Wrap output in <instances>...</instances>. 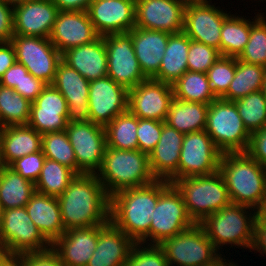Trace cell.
<instances>
[{
  "instance_id": "1",
  "label": "cell",
  "mask_w": 266,
  "mask_h": 266,
  "mask_svg": "<svg viewBox=\"0 0 266 266\" xmlns=\"http://www.w3.org/2000/svg\"><path fill=\"white\" fill-rule=\"evenodd\" d=\"M58 202L65 231L110 221V197L96 174H76Z\"/></svg>"
},
{
  "instance_id": "2",
  "label": "cell",
  "mask_w": 266,
  "mask_h": 266,
  "mask_svg": "<svg viewBox=\"0 0 266 266\" xmlns=\"http://www.w3.org/2000/svg\"><path fill=\"white\" fill-rule=\"evenodd\" d=\"M157 202L158 180L119 191L110 197V221L135 243L150 245V225Z\"/></svg>"
},
{
  "instance_id": "3",
  "label": "cell",
  "mask_w": 266,
  "mask_h": 266,
  "mask_svg": "<svg viewBox=\"0 0 266 266\" xmlns=\"http://www.w3.org/2000/svg\"><path fill=\"white\" fill-rule=\"evenodd\" d=\"M231 203L258 210L266 200V167L246 152L222 153L219 169Z\"/></svg>"
},
{
  "instance_id": "4",
  "label": "cell",
  "mask_w": 266,
  "mask_h": 266,
  "mask_svg": "<svg viewBox=\"0 0 266 266\" xmlns=\"http://www.w3.org/2000/svg\"><path fill=\"white\" fill-rule=\"evenodd\" d=\"M109 197L119 191L142 187L156 181L149 155L140 150L105 148L103 162L96 173Z\"/></svg>"
},
{
  "instance_id": "5",
  "label": "cell",
  "mask_w": 266,
  "mask_h": 266,
  "mask_svg": "<svg viewBox=\"0 0 266 266\" xmlns=\"http://www.w3.org/2000/svg\"><path fill=\"white\" fill-rule=\"evenodd\" d=\"M256 220L257 210L230 203L206 217L200 225L218 251L223 249L224 245L226 247L229 244L231 247L237 246L250 250Z\"/></svg>"
},
{
  "instance_id": "6",
  "label": "cell",
  "mask_w": 266,
  "mask_h": 266,
  "mask_svg": "<svg viewBox=\"0 0 266 266\" xmlns=\"http://www.w3.org/2000/svg\"><path fill=\"white\" fill-rule=\"evenodd\" d=\"M173 184L181 192L187 213L195 224H200L206 217L231 203L219 171L180 178Z\"/></svg>"
},
{
  "instance_id": "7",
  "label": "cell",
  "mask_w": 266,
  "mask_h": 266,
  "mask_svg": "<svg viewBox=\"0 0 266 266\" xmlns=\"http://www.w3.org/2000/svg\"><path fill=\"white\" fill-rule=\"evenodd\" d=\"M205 131L222 153L247 151L251 134L233 101L219 98L209 104Z\"/></svg>"
},
{
  "instance_id": "8",
  "label": "cell",
  "mask_w": 266,
  "mask_h": 266,
  "mask_svg": "<svg viewBox=\"0 0 266 266\" xmlns=\"http://www.w3.org/2000/svg\"><path fill=\"white\" fill-rule=\"evenodd\" d=\"M159 246L169 266H215L224 258L200 224L166 238Z\"/></svg>"
},
{
  "instance_id": "9",
  "label": "cell",
  "mask_w": 266,
  "mask_h": 266,
  "mask_svg": "<svg viewBox=\"0 0 266 266\" xmlns=\"http://www.w3.org/2000/svg\"><path fill=\"white\" fill-rule=\"evenodd\" d=\"M194 224L181 192L167 180H158V202L152 214L150 245H159Z\"/></svg>"
},
{
  "instance_id": "10",
  "label": "cell",
  "mask_w": 266,
  "mask_h": 266,
  "mask_svg": "<svg viewBox=\"0 0 266 266\" xmlns=\"http://www.w3.org/2000/svg\"><path fill=\"white\" fill-rule=\"evenodd\" d=\"M50 247L51 243L28 216L25 207L2 211L0 254L18 256Z\"/></svg>"
},
{
  "instance_id": "11",
  "label": "cell",
  "mask_w": 266,
  "mask_h": 266,
  "mask_svg": "<svg viewBox=\"0 0 266 266\" xmlns=\"http://www.w3.org/2000/svg\"><path fill=\"white\" fill-rule=\"evenodd\" d=\"M11 43L15 48L16 61L23 64L35 78L51 85L62 54L49 38L13 35Z\"/></svg>"
},
{
  "instance_id": "12",
  "label": "cell",
  "mask_w": 266,
  "mask_h": 266,
  "mask_svg": "<svg viewBox=\"0 0 266 266\" xmlns=\"http://www.w3.org/2000/svg\"><path fill=\"white\" fill-rule=\"evenodd\" d=\"M65 131L75 152L77 174H96L106 148L105 127L91 121L69 122Z\"/></svg>"
},
{
  "instance_id": "13",
  "label": "cell",
  "mask_w": 266,
  "mask_h": 266,
  "mask_svg": "<svg viewBox=\"0 0 266 266\" xmlns=\"http://www.w3.org/2000/svg\"><path fill=\"white\" fill-rule=\"evenodd\" d=\"M222 152L205 130L186 133L178 165V179L218 171Z\"/></svg>"
},
{
  "instance_id": "14",
  "label": "cell",
  "mask_w": 266,
  "mask_h": 266,
  "mask_svg": "<svg viewBox=\"0 0 266 266\" xmlns=\"http://www.w3.org/2000/svg\"><path fill=\"white\" fill-rule=\"evenodd\" d=\"M103 38L107 51V76L127 90L147 79L139 66L129 33Z\"/></svg>"
},
{
  "instance_id": "15",
  "label": "cell",
  "mask_w": 266,
  "mask_h": 266,
  "mask_svg": "<svg viewBox=\"0 0 266 266\" xmlns=\"http://www.w3.org/2000/svg\"><path fill=\"white\" fill-rule=\"evenodd\" d=\"M211 0L186 4L183 32L193 41L214 47L220 52L221 29L231 14L212 5Z\"/></svg>"
},
{
  "instance_id": "16",
  "label": "cell",
  "mask_w": 266,
  "mask_h": 266,
  "mask_svg": "<svg viewBox=\"0 0 266 266\" xmlns=\"http://www.w3.org/2000/svg\"><path fill=\"white\" fill-rule=\"evenodd\" d=\"M173 98L172 85L146 79L128 90V110L138 118L163 122Z\"/></svg>"
},
{
  "instance_id": "17",
  "label": "cell",
  "mask_w": 266,
  "mask_h": 266,
  "mask_svg": "<svg viewBox=\"0 0 266 266\" xmlns=\"http://www.w3.org/2000/svg\"><path fill=\"white\" fill-rule=\"evenodd\" d=\"M88 103L90 121L106 126L128 110V90L109 76L90 81Z\"/></svg>"
},
{
  "instance_id": "18",
  "label": "cell",
  "mask_w": 266,
  "mask_h": 266,
  "mask_svg": "<svg viewBox=\"0 0 266 266\" xmlns=\"http://www.w3.org/2000/svg\"><path fill=\"white\" fill-rule=\"evenodd\" d=\"M136 0H93L87 10L98 36L128 33L135 27Z\"/></svg>"
},
{
  "instance_id": "19",
  "label": "cell",
  "mask_w": 266,
  "mask_h": 266,
  "mask_svg": "<svg viewBox=\"0 0 266 266\" xmlns=\"http://www.w3.org/2000/svg\"><path fill=\"white\" fill-rule=\"evenodd\" d=\"M186 4L179 0H136L135 27L179 33Z\"/></svg>"
},
{
  "instance_id": "20",
  "label": "cell",
  "mask_w": 266,
  "mask_h": 266,
  "mask_svg": "<svg viewBox=\"0 0 266 266\" xmlns=\"http://www.w3.org/2000/svg\"><path fill=\"white\" fill-rule=\"evenodd\" d=\"M68 104L52 84L31 102L28 126L38 133L65 131L68 126Z\"/></svg>"
},
{
  "instance_id": "21",
  "label": "cell",
  "mask_w": 266,
  "mask_h": 266,
  "mask_svg": "<svg viewBox=\"0 0 266 266\" xmlns=\"http://www.w3.org/2000/svg\"><path fill=\"white\" fill-rule=\"evenodd\" d=\"M52 85L66 99L68 104V122L90 121L88 103L90 82L77 70L61 61L55 73Z\"/></svg>"
},
{
  "instance_id": "22",
  "label": "cell",
  "mask_w": 266,
  "mask_h": 266,
  "mask_svg": "<svg viewBox=\"0 0 266 266\" xmlns=\"http://www.w3.org/2000/svg\"><path fill=\"white\" fill-rule=\"evenodd\" d=\"M58 12L52 0H33L14 7V35L49 38Z\"/></svg>"
},
{
  "instance_id": "23",
  "label": "cell",
  "mask_w": 266,
  "mask_h": 266,
  "mask_svg": "<svg viewBox=\"0 0 266 266\" xmlns=\"http://www.w3.org/2000/svg\"><path fill=\"white\" fill-rule=\"evenodd\" d=\"M97 37L87 11H59L49 40L62 54Z\"/></svg>"
},
{
  "instance_id": "24",
  "label": "cell",
  "mask_w": 266,
  "mask_h": 266,
  "mask_svg": "<svg viewBox=\"0 0 266 266\" xmlns=\"http://www.w3.org/2000/svg\"><path fill=\"white\" fill-rule=\"evenodd\" d=\"M104 225L66 230L51 246L64 266H86L98 242V234Z\"/></svg>"
},
{
  "instance_id": "25",
  "label": "cell",
  "mask_w": 266,
  "mask_h": 266,
  "mask_svg": "<svg viewBox=\"0 0 266 266\" xmlns=\"http://www.w3.org/2000/svg\"><path fill=\"white\" fill-rule=\"evenodd\" d=\"M184 135L163 121L160 139L149 154L150 168L157 180H167L171 184L178 180V165Z\"/></svg>"
},
{
  "instance_id": "26",
  "label": "cell",
  "mask_w": 266,
  "mask_h": 266,
  "mask_svg": "<svg viewBox=\"0 0 266 266\" xmlns=\"http://www.w3.org/2000/svg\"><path fill=\"white\" fill-rule=\"evenodd\" d=\"M134 244L109 221L100 229L96 249L86 266H125Z\"/></svg>"
},
{
  "instance_id": "27",
  "label": "cell",
  "mask_w": 266,
  "mask_h": 266,
  "mask_svg": "<svg viewBox=\"0 0 266 266\" xmlns=\"http://www.w3.org/2000/svg\"><path fill=\"white\" fill-rule=\"evenodd\" d=\"M131 35L135 55L142 73L147 79L154 78L159 71L171 33L134 27Z\"/></svg>"
},
{
  "instance_id": "28",
  "label": "cell",
  "mask_w": 266,
  "mask_h": 266,
  "mask_svg": "<svg viewBox=\"0 0 266 266\" xmlns=\"http://www.w3.org/2000/svg\"><path fill=\"white\" fill-rule=\"evenodd\" d=\"M62 61L89 82L107 76V51L104 38L73 47L62 53Z\"/></svg>"
},
{
  "instance_id": "29",
  "label": "cell",
  "mask_w": 266,
  "mask_h": 266,
  "mask_svg": "<svg viewBox=\"0 0 266 266\" xmlns=\"http://www.w3.org/2000/svg\"><path fill=\"white\" fill-rule=\"evenodd\" d=\"M25 208L28 216L51 244L65 232L57 197L35 192Z\"/></svg>"
},
{
  "instance_id": "30",
  "label": "cell",
  "mask_w": 266,
  "mask_h": 266,
  "mask_svg": "<svg viewBox=\"0 0 266 266\" xmlns=\"http://www.w3.org/2000/svg\"><path fill=\"white\" fill-rule=\"evenodd\" d=\"M4 166L16 159L41 151L42 134L28 125L1 128Z\"/></svg>"
},
{
  "instance_id": "31",
  "label": "cell",
  "mask_w": 266,
  "mask_h": 266,
  "mask_svg": "<svg viewBox=\"0 0 266 266\" xmlns=\"http://www.w3.org/2000/svg\"><path fill=\"white\" fill-rule=\"evenodd\" d=\"M189 47L190 38L183 31L170 34L159 71L153 79L170 85L175 83L188 71Z\"/></svg>"
},
{
  "instance_id": "32",
  "label": "cell",
  "mask_w": 266,
  "mask_h": 266,
  "mask_svg": "<svg viewBox=\"0 0 266 266\" xmlns=\"http://www.w3.org/2000/svg\"><path fill=\"white\" fill-rule=\"evenodd\" d=\"M209 105L173 98L165 123L184 134L205 130Z\"/></svg>"
},
{
  "instance_id": "33",
  "label": "cell",
  "mask_w": 266,
  "mask_h": 266,
  "mask_svg": "<svg viewBox=\"0 0 266 266\" xmlns=\"http://www.w3.org/2000/svg\"><path fill=\"white\" fill-rule=\"evenodd\" d=\"M35 184L8 166L0 168V205L2 210L25 207L35 193Z\"/></svg>"
},
{
  "instance_id": "34",
  "label": "cell",
  "mask_w": 266,
  "mask_h": 266,
  "mask_svg": "<svg viewBox=\"0 0 266 266\" xmlns=\"http://www.w3.org/2000/svg\"><path fill=\"white\" fill-rule=\"evenodd\" d=\"M262 15L253 17V21L236 14H230L223 22L221 29L220 54L238 58L248 43L251 25Z\"/></svg>"
},
{
  "instance_id": "35",
  "label": "cell",
  "mask_w": 266,
  "mask_h": 266,
  "mask_svg": "<svg viewBox=\"0 0 266 266\" xmlns=\"http://www.w3.org/2000/svg\"><path fill=\"white\" fill-rule=\"evenodd\" d=\"M138 117L129 110L116 116L105 126L106 147L121 150H138Z\"/></svg>"
},
{
  "instance_id": "36",
  "label": "cell",
  "mask_w": 266,
  "mask_h": 266,
  "mask_svg": "<svg viewBox=\"0 0 266 266\" xmlns=\"http://www.w3.org/2000/svg\"><path fill=\"white\" fill-rule=\"evenodd\" d=\"M265 67L244 63L236 58L235 75L227 93L221 98L236 101L254 91L262 90Z\"/></svg>"
},
{
  "instance_id": "37",
  "label": "cell",
  "mask_w": 266,
  "mask_h": 266,
  "mask_svg": "<svg viewBox=\"0 0 266 266\" xmlns=\"http://www.w3.org/2000/svg\"><path fill=\"white\" fill-rule=\"evenodd\" d=\"M174 98L187 102L210 104L216 100L206 73L186 71L172 84Z\"/></svg>"
},
{
  "instance_id": "38",
  "label": "cell",
  "mask_w": 266,
  "mask_h": 266,
  "mask_svg": "<svg viewBox=\"0 0 266 266\" xmlns=\"http://www.w3.org/2000/svg\"><path fill=\"white\" fill-rule=\"evenodd\" d=\"M75 176L76 173L69 167L46 158L40 176L35 182V191L58 198Z\"/></svg>"
},
{
  "instance_id": "39",
  "label": "cell",
  "mask_w": 266,
  "mask_h": 266,
  "mask_svg": "<svg viewBox=\"0 0 266 266\" xmlns=\"http://www.w3.org/2000/svg\"><path fill=\"white\" fill-rule=\"evenodd\" d=\"M31 102L14 89L0 85V125H27Z\"/></svg>"
},
{
  "instance_id": "40",
  "label": "cell",
  "mask_w": 266,
  "mask_h": 266,
  "mask_svg": "<svg viewBox=\"0 0 266 266\" xmlns=\"http://www.w3.org/2000/svg\"><path fill=\"white\" fill-rule=\"evenodd\" d=\"M233 102L250 134L266 126V99L262 90L251 92Z\"/></svg>"
},
{
  "instance_id": "41",
  "label": "cell",
  "mask_w": 266,
  "mask_h": 266,
  "mask_svg": "<svg viewBox=\"0 0 266 266\" xmlns=\"http://www.w3.org/2000/svg\"><path fill=\"white\" fill-rule=\"evenodd\" d=\"M41 150L47 159L65 165L77 174L75 152L66 131L42 134Z\"/></svg>"
},
{
  "instance_id": "42",
  "label": "cell",
  "mask_w": 266,
  "mask_h": 266,
  "mask_svg": "<svg viewBox=\"0 0 266 266\" xmlns=\"http://www.w3.org/2000/svg\"><path fill=\"white\" fill-rule=\"evenodd\" d=\"M266 15H262L251 25L247 45L237 58L244 63L266 67Z\"/></svg>"
},
{
  "instance_id": "43",
  "label": "cell",
  "mask_w": 266,
  "mask_h": 266,
  "mask_svg": "<svg viewBox=\"0 0 266 266\" xmlns=\"http://www.w3.org/2000/svg\"><path fill=\"white\" fill-rule=\"evenodd\" d=\"M236 70V58L220 56L207 71L208 81L217 99L222 98L229 89Z\"/></svg>"
},
{
  "instance_id": "44",
  "label": "cell",
  "mask_w": 266,
  "mask_h": 266,
  "mask_svg": "<svg viewBox=\"0 0 266 266\" xmlns=\"http://www.w3.org/2000/svg\"><path fill=\"white\" fill-rule=\"evenodd\" d=\"M220 56L216 48L190 39L187 55L188 71L207 73Z\"/></svg>"
},
{
  "instance_id": "45",
  "label": "cell",
  "mask_w": 266,
  "mask_h": 266,
  "mask_svg": "<svg viewBox=\"0 0 266 266\" xmlns=\"http://www.w3.org/2000/svg\"><path fill=\"white\" fill-rule=\"evenodd\" d=\"M125 266H169L159 245L135 243Z\"/></svg>"
},
{
  "instance_id": "46",
  "label": "cell",
  "mask_w": 266,
  "mask_h": 266,
  "mask_svg": "<svg viewBox=\"0 0 266 266\" xmlns=\"http://www.w3.org/2000/svg\"><path fill=\"white\" fill-rule=\"evenodd\" d=\"M162 127V121L138 118V150L149 155L160 139Z\"/></svg>"
},
{
  "instance_id": "47",
  "label": "cell",
  "mask_w": 266,
  "mask_h": 266,
  "mask_svg": "<svg viewBox=\"0 0 266 266\" xmlns=\"http://www.w3.org/2000/svg\"><path fill=\"white\" fill-rule=\"evenodd\" d=\"M45 159L46 157L41 150L16 159L8 167L35 184L40 176Z\"/></svg>"
},
{
  "instance_id": "48",
  "label": "cell",
  "mask_w": 266,
  "mask_h": 266,
  "mask_svg": "<svg viewBox=\"0 0 266 266\" xmlns=\"http://www.w3.org/2000/svg\"><path fill=\"white\" fill-rule=\"evenodd\" d=\"M21 266H64L52 246L46 250L21 254Z\"/></svg>"
},
{
  "instance_id": "49",
  "label": "cell",
  "mask_w": 266,
  "mask_h": 266,
  "mask_svg": "<svg viewBox=\"0 0 266 266\" xmlns=\"http://www.w3.org/2000/svg\"><path fill=\"white\" fill-rule=\"evenodd\" d=\"M246 153L266 167V126L251 134Z\"/></svg>"
},
{
  "instance_id": "50",
  "label": "cell",
  "mask_w": 266,
  "mask_h": 266,
  "mask_svg": "<svg viewBox=\"0 0 266 266\" xmlns=\"http://www.w3.org/2000/svg\"><path fill=\"white\" fill-rule=\"evenodd\" d=\"M46 86L47 84L45 82L28 73L25 75L21 84L14 88V91L28 99L30 102H33Z\"/></svg>"
},
{
  "instance_id": "51",
  "label": "cell",
  "mask_w": 266,
  "mask_h": 266,
  "mask_svg": "<svg viewBox=\"0 0 266 266\" xmlns=\"http://www.w3.org/2000/svg\"><path fill=\"white\" fill-rule=\"evenodd\" d=\"M13 35V7L0 1V42L11 41Z\"/></svg>"
},
{
  "instance_id": "52",
  "label": "cell",
  "mask_w": 266,
  "mask_h": 266,
  "mask_svg": "<svg viewBox=\"0 0 266 266\" xmlns=\"http://www.w3.org/2000/svg\"><path fill=\"white\" fill-rule=\"evenodd\" d=\"M28 70L23 64L15 62L0 78V85L14 89L17 85H20L25 75L28 74Z\"/></svg>"
},
{
  "instance_id": "53",
  "label": "cell",
  "mask_w": 266,
  "mask_h": 266,
  "mask_svg": "<svg viewBox=\"0 0 266 266\" xmlns=\"http://www.w3.org/2000/svg\"><path fill=\"white\" fill-rule=\"evenodd\" d=\"M15 62L16 53L11 41L0 42V78Z\"/></svg>"
},
{
  "instance_id": "54",
  "label": "cell",
  "mask_w": 266,
  "mask_h": 266,
  "mask_svg": "<svg viewBox=\"0 0 266 266\" xmlns=\"http://www.w3.org/2000/svg\"><path fill=\"white\" fill-rule=\"evenodd\" d=\"M93 0H52L59 11H87Z\"/></svg>"
},
{
  "instance_id": "55",
  "label": "cell",
  "mask_w": 266,
  "mask_h": 266,
  "mask_svg": "<svg viewBox=\"0 0 266 266\" xmlns=\"http://www.w3.org/2000/svg\"><path fill=\"white\" fill-rule=\"evenodd\" d=\"M257 251L263 256L266 255V225L254 226V238L250 252Z\"/></svg>"
},
{
  "instance_id": "56",
  "label": "cell",
  "mask_w": 266,
  "mask_h": 266,
  "mask_svg": "<svg viewBox=\"0 0 266 266\" xmlns=\"http://www.w3.org/2000/svg\"><path fill=\"white\" fill-rule=\"evenodd\" d=\"M0 266H21V256H7L0 254Z\"/></svg>"
},
{
  "instance_id": "57",
  "label": "cell",
  "mask_w": 266,
  "mask_h": 266,
  "mask_svg": "<svg viewBox=\"0 0 266 266\" xmlns=\"http://www.w3.org/2000/svg\"><path fill=\"white\" fill-rule=\"evenodd\" d=\"M255 225H266V200L262 203L261 207L257 210V220Z\"/></svg>"
},
{
  "instance_id": "58",
  "label": "cell",
  "mask_w": 266,
  "mask_h": 266,
  "mask_svg": "<svg viewBox=\"0 0 266 266\" xmlns=\"http://www.w3.org/2000/svg\"><path fill=\"white\" fill-rule=\"evenodd\" d=\"M0 1L14 8L18 5H21V4H24V3H27L33 0H0Z\"/></svg>"
},
{
  "instance_id": "59",
  "label": "cell",
  "mask_w": 266,
  "mask_h": 266,
  "mask_svg": "<svg viewBox=\"0 0 266 266\" xmlns=\"http://www.w3.org/2000/svg\"><path fill=\"white\" fill-rule=\"evenodd\" d=\"M233 259L230 260H226L225 259V255H224V258L219 262L217 263L215 266H238L235 262H232Z\"/></svg>"
},
{
  "instance_id": "60",
  "label": "cell",
  "mask_w": 266,
  "mask_h": 266,
  "mask_svg": "<svg viewBox=\"0 0 266 266\" xmlns=\"http://www.w3.org/2000/svg\"><path fill=\"white\" fill-rule=\"evenodd\" d=\"M2 167H4V162H3V151H2V134L0 128V168Z\"/></svg>"
},
{
  "instance_id": "61",
  "label": "cell",
  "mask_w": 266,
  "mask_h": 266,
  "mask_svg": "<svg viewBox=\"0 0 266 266\" xmlns=\"http://www.w3.org/2000/svg\"><path fill=\"white\" fill-rule=\"evenodd\" d=\"M262 92L264 95V98L266 99V67L263 75V86H262Z\"/></svg>"
},
{
  "instance_id": "62",
  "label": "cell",
  "mask_w": 266,
  "mask_h": 266,
  "mask_svg": "<svg viewBox=\"0 0 266 266\" xmlns=\"http://www.w3.org/2000/svg\"><path fill=\"white\" fill-rule=\"evenodd\" d=\"M184 2L185 4H191V3H199V2H203V1H207V0H179Z\"/></svg>"
},
{
  "instance_id": "63",
  "label": "cell",
  "mask_w": 266,
  "mask_h": 266,
  "mask_svg": "<svg viewBox=\"0 0 266 266\" xmlns=\"http://www.w3.org/2000/svg\"><path fill=\"white\" fill-rule=\"evenodd\" d=\"M2 207H1V205H0V226H1V221H2Z\"/></svg>"
}]
</instances>
